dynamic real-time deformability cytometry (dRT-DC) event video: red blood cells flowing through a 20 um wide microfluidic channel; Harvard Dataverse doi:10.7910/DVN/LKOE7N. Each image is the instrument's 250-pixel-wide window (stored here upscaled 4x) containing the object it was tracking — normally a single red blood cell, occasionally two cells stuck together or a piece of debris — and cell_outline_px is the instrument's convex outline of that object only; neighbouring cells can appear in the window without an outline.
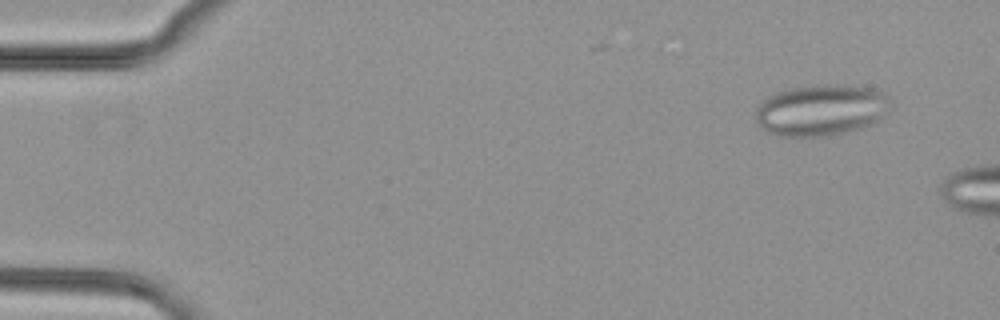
{"species": "common noctule bat (a hibernating species)", "species_latin": "Nyctalus noctula", "temperature_condition": "cold", "stored_images_in_passage": 9, "camera_frame_rate_fps": 3000, "um_per_image_px": 0.085, "animal": {"sex": "female", "body_mass_g": 29.2, "forearm_length_mm": 56.3}, "frame": {"image": 1, "passage_image": 4, "time_ms": 1.0, "image_size_px": [1000, 320], "cell_outline_px": [[888, 100], [880, 116], [872, 124], [864, 128], [828, 136], [776, 136], [760, 128], [756, 120], [756, 104], [768, 96], [776, 92], [792, 88], [816, 84], [836, 84], [872, 88], [888, 96]], "centroid_in_image_um": [69.68, 9.36], "position_along_channel_um": 15.3, "area_um2": 40.17}}